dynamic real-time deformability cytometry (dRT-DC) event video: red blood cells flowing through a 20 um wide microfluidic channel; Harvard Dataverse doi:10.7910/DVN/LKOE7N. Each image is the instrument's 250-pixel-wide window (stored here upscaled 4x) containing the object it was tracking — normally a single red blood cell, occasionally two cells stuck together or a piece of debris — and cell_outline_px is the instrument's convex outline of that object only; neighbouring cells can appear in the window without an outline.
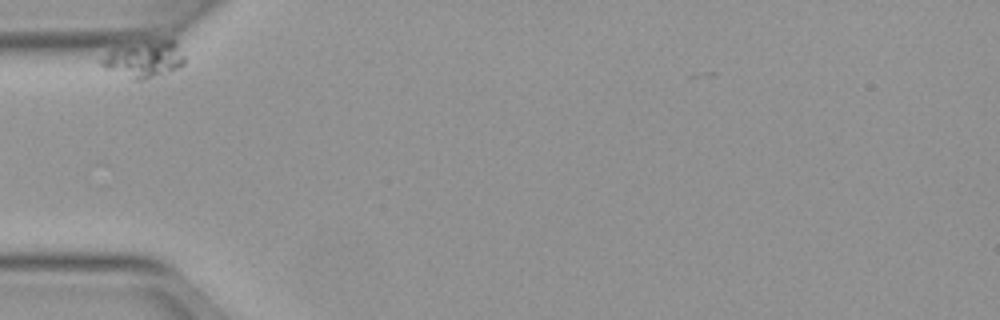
{"species": "Egyptian fruit bat (a non-hibernating species)", "species_latin": "Rousettus aegyptiacus", "temperature_condition": "warm", "stored_images_in_passage": 5, "camera_frame_rate_fps": 3000, "um_per_image_px": 0.085, "animal": {"sex": "female"}, "frame": {"image": 1, "passage_image": 1, "time_ms": 0.0, "image_size_px": [1000, 320], "cell_outline_px": [[184, 64], [160, 76], [144, 80], [132, 80], [104, 68], [100, 64], [100, 60], [112, 48], [164, 40], [176, 40], [184, 56]], "centroid_in_image_um": [12.25, 5.07], "position_along_channel_um": 72.7, "area_um2": 17.51}}